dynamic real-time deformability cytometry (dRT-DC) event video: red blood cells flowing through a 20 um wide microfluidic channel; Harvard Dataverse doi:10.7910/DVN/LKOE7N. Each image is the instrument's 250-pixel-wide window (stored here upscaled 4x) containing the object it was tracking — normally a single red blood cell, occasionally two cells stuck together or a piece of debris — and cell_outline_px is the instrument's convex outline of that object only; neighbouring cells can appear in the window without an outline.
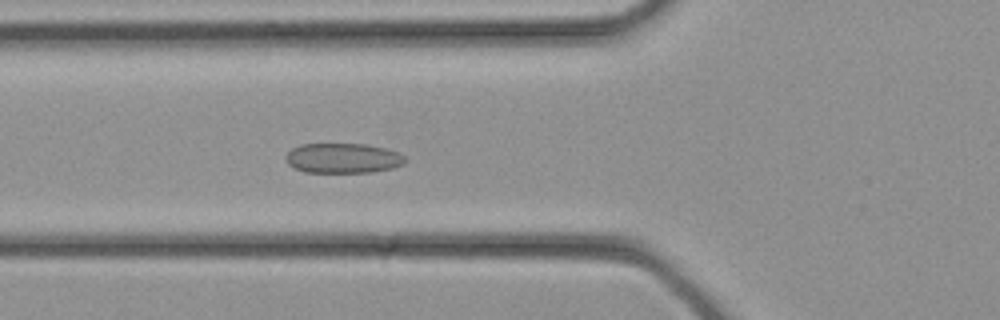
{"species": "common noctule bat (a hibernating species)", "species_latin": "Nyctalus noctula", "temperature_condition": "cold", "stored_images_in_passage": 35, "camera_frame_rate_fps": 3000, "um_per_image_px": 0.085, "animal": {"sex": "female", "body_mass_g": 21.9}, "frame": {"image": 1, "passage_image": 13, "time_ms": 4.0, "image_size_px": [1000, 320], "cell_outline_px": [[408, 160], [404, 164], [392, 168], [372, 172], [304, 172], [292, 168], [284, 160], [284, 156], [292, 148], [300, 144], [368, 144], [384, 148], [396, 152], [404, 156]], "centroid_in_image_um": [29.11, 13.45], "position_along_channel_um": 96.7, "area_um2": 21.04}}
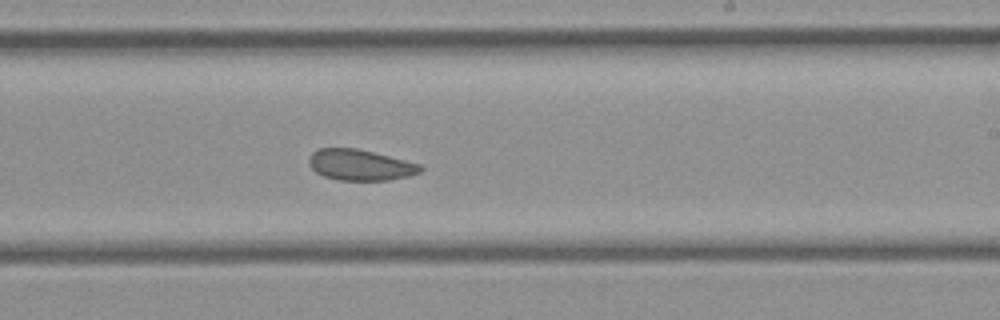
{"frame": {"image": 2, "passage_image": 21, "time_ms": 6.667, "image_size_px": [1000, 320], "cell_outline_px": [[424, 168], [420, 172], [408, 176], [388, 180], [340, 180], [324, 176], [316, 172], [308, 164], [308, 156], [316, 148], [356, 148], [420, 164]], "centroid_in_image_um": [30.57, 14.01], "position_along_channel_um": 258.4, "area_um2": 20.0}}
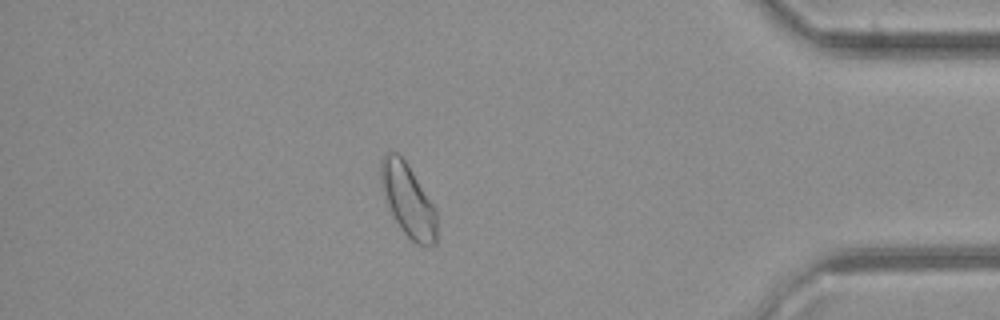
{"frame": {"image": 3, "passage_image": 30, "time_ms": 9.667, "image_size_px": [1000, 320], "cell_outline_px": [[436, 244], [424, 248], [416, 244], [404, 232], [392, 216], [384, 196], [380, 184], [380, 160], [384, 152], [396, 152], [404, 160], [436, 208]], "centroid_in_image_um": [34.66, 17.04], "position_along_channel_um": 400.5, "area_um2": 23.76}}